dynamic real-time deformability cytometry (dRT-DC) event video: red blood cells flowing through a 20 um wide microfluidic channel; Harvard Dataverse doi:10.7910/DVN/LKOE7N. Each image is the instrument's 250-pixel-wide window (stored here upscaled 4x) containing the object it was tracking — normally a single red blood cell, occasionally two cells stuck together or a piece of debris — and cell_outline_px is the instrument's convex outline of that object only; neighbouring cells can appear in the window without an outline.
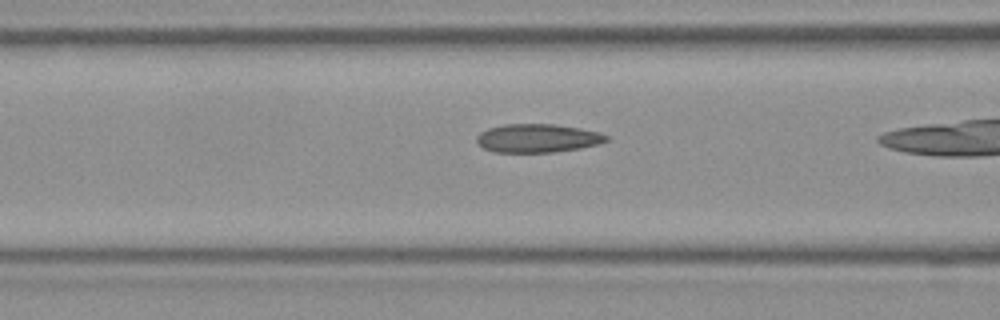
{"species": "Egyptian fruit bat (a non-hibernating species)", "species_latin": "Rousettus aegyptiacus", "temperature_condition": "room temperature", "stored_images_in_passage": 36, "camera_frame_rate_fps": 3000, "um_per_image_px": 0.085, "frame": {"image": 1, "passage_image": 17, "time_ms": 5.333, "image_size_px": [1000, 320], "cell_outline_px": [[608, 140], [600, 144], [580, 148], [552, 152], [492, 152], [484, 148], [476, 140], [476, 136], [480, 132], [488, 128], [504, 124], [552, 124], [580, 128], [600, 132], [608, 136]], "centroid_in_image_um": [45.7, 11.74], "position_along_channel_um": 120.9, "area_um2": 21.56}}
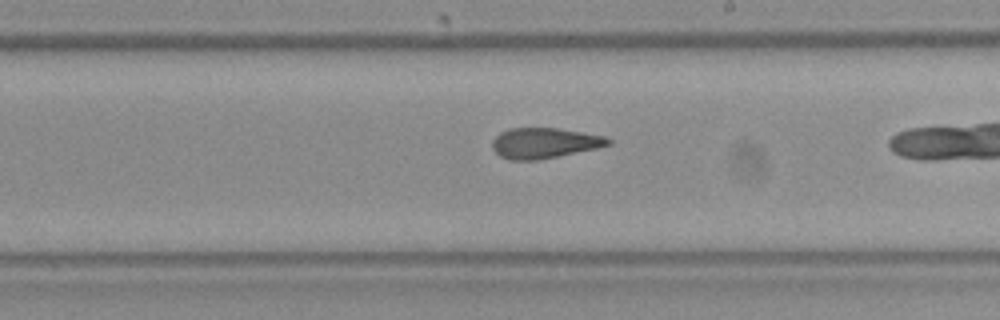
{"frame": {"image": 2, "passage_image": 26, "time_ms": 8.333, "image_size_px": [1000, 320], "cell_outline_px": [[612, 144], [596, 148], [540, 160], [508, 160], [500, 156], [492, 148], [492, 140], [500, 132], [508, 128], [556, 128], [604, 136], [612, 140]], "centroid_in_image_um": [46.24, 12.16], "position_along_channel_um": 242.8, "area_um2": 20.58}}
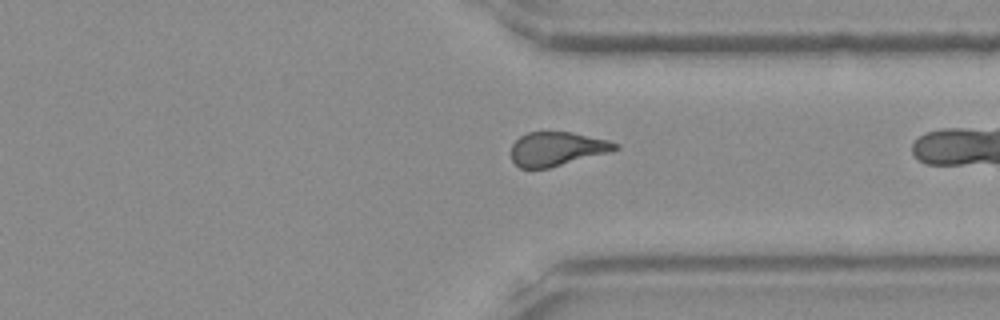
{"frame": {"image": 3, "passage_image": 35, "time_ms": 11.333, "image_size_px": [1000, 320], "cell_outline_px": [[620, 148], [608, 152], [548, 168], [520, 168], [512, 160], [512, 144], [520, 136], [528, 132], [572, 132], [608, 140], [620, 144]], "centroid_in_image_um": [47.34, 12.64], "position_along_channel_um": 364.1, "area_um2": 20.35}}